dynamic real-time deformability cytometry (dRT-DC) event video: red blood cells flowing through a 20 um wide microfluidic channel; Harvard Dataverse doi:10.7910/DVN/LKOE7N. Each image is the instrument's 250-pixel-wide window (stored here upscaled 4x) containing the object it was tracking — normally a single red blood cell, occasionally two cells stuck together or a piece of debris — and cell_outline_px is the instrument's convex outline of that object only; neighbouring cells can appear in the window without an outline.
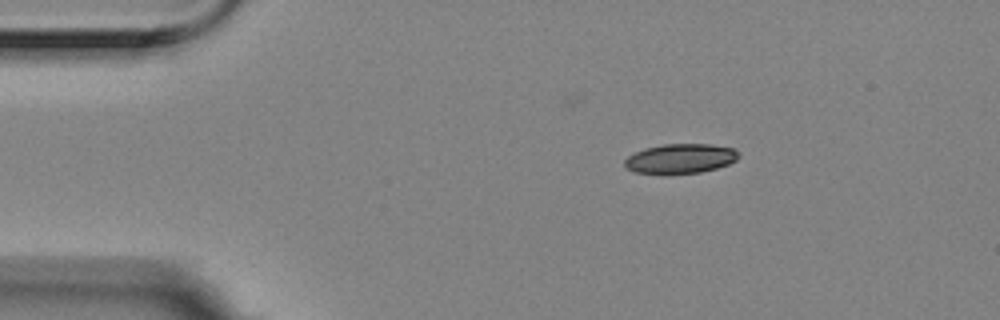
{"species": "Egyptian fruit bat (a non-hibernating species)", "species_latin": "Rousettus aegyptiacus", "temperature_condition": "room temperature", "stored_images_in_passage": 8, "camera_frame_rate_fps": 3000, "um_per_image_px": 0.085, "animal": {"sex": "female"}, "frame": {"image": 1, "passage_image": 1, "time_ms": 0.0, "image_size_px": [1000, 320], "cell_outline_px": [[740, 156], [736, 160], [728, 164], [716, 168], [700, 172], [636, 172], [624, 168], [624, 160], [628, 156], [644, 148], [664, 144], [708, 144], [736, 148], [740, 152]], "centroid_in_image_um": [57.87, 13.45], "position_along_channel_um": 27.1, "area_um2": 19.36}}
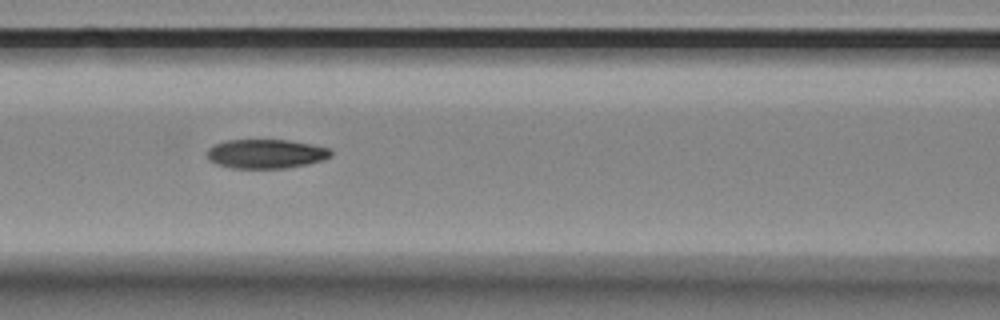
{"frame": {"image": 2, "passage_image": 5, "time_ms": 1.333, "image_size_px": [1000, 320], "cell_outline_px": [[332, 156], [320, 160], [304, 164], [284, 168], [232, 168], [216, 164], [208, 156], [208, 148], [224, 140], [288, 140], [312, 144], [328, 148], [332, 152]], "centroid_in_image_um": [22.6, 13.06], "position_along_channel_um": 144.0, "area_um2": 20.75}}
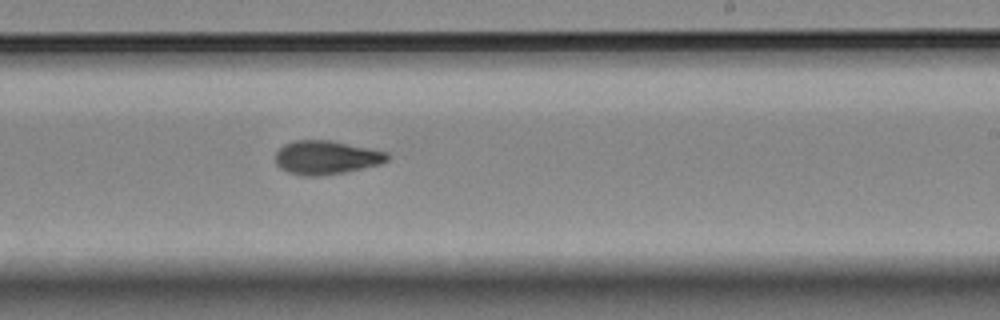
{"frame": {"image": 3, "passage_image": 8, "time_ms": 2.333, "image_size_px": [1000, 320], "cell_outline_px": [[388, 160], [380, 164], [344, 172], [316, 176], [304, 176], [288, 172], [280, 168], [276, 164], [276, 152], [284, 144], [292, 140], [332, 140], [388, 152]], "centroid_in_image_um": [27.71, 13.37], "position_along_channel_um": 261.3, "area_um2": 21.96}}